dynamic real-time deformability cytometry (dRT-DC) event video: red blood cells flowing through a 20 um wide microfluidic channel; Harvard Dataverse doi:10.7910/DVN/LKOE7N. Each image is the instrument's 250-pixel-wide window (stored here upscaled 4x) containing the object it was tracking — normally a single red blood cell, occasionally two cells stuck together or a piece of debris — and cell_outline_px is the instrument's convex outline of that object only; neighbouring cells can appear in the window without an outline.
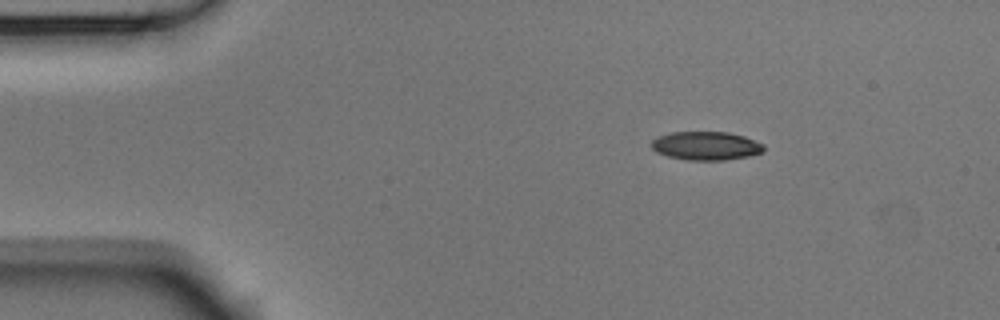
{"species": "Egyptian fruit bat (a non-hibernating species)", "species_latin": "Rousettus aegyptiacus", "temperature_condition": "room temperature", "stored_images_in_passage": 6, "segment_of_instrument_passage": [1, 2], "camera_frame_rate_fps": 3000, "um_per_image_px": 0.085, "animal": {"sex": "male"}, "frame": {"image": 1, "passage_image": 3, "time_ms": 0.667, "image_size_px": [1000, 320], "cell_outline_px": [[764, 152], [748, 156], [724, 160], [688, 160], [668, 156], [656, 152], [652, 148], [652, 140], [660, 136], [672, 132], [728, 132], [744, 136], [764, 144]], "centroid_in_image_um": [60.03, 12.39], "position_along_channel_um": 25.0, "area_um2": 18.61}}